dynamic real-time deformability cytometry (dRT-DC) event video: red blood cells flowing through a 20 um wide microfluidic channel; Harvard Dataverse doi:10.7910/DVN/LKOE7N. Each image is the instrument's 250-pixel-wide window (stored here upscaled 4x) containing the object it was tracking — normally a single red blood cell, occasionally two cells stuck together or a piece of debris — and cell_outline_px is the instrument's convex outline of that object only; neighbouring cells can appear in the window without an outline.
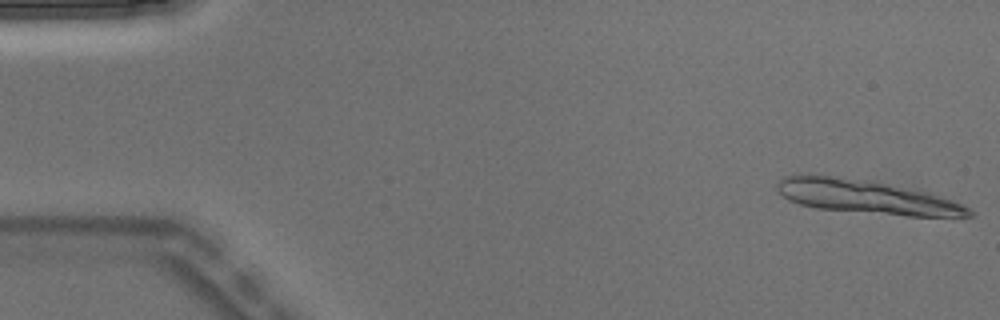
{"species": "Egyptian fruit bat (a non-hibernating species)", "species_latin": "Rousettus aegyptiacus", "temperature_condition": "warm", "stored_images_in_passage": 6, "segment_of_instrument_passage": [1, 2], "camera_frame_rate_fps": 3000, "um_per_image_px": 0.085, "animal": {"sex": "male"}, "frame": {"image": 1, "passage_image": 1, "time_ms": 0.0, "image_size_px": [1000, 320], "cell_outline_px": [[976, 212], [972, 216], [908, 216], [816, 208], [800, 204], [788, 200], [776, 188], [776, 184], [784, 176], [800, 172], [808, 172], [928, 192], [964, 204]], "centroid_in_image_um": [73.58, 16.73], "position_along_channel_um": 11.4, "area_um2": 37.34}}